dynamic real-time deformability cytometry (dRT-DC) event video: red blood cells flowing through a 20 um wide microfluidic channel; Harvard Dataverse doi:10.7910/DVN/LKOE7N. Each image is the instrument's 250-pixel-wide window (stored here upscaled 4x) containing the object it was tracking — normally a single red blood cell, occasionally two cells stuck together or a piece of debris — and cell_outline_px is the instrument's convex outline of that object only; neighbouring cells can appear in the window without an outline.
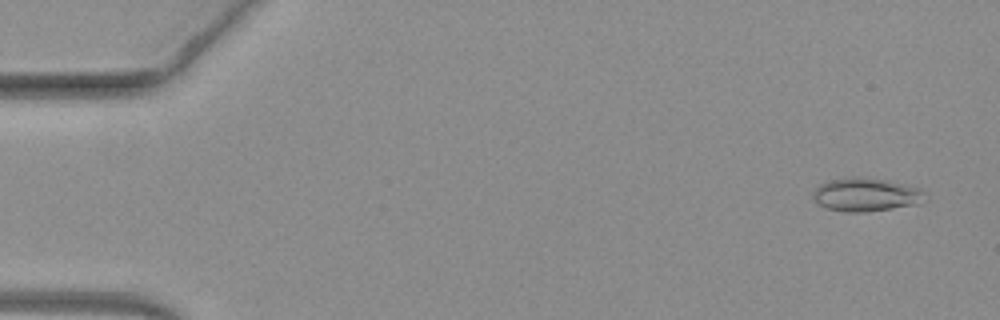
{"species": "common noctule bat (a hibernating species)", "species_latin": "Nyctalus noctula", "temperature_condition": "warm", "stored_images_in_passage": 51, "camera_frame_rate_fps": 3000, "um_per_image_px": 0.085, "animal": {"sex": "female", "body_mass_g": 19.3, "forearm_length_mm": 54.1}, "frame": {"image": 1, "passage_image": 3, "time_ms": 0.667, "image_size_px": [1000, 320], "cell_outline_px": [[928, 200], [920, 204], [864, 212], [844, 212], [824, 208], [812, 200], [812, 192], [820, 184], [832, 180], [856, 176], [880, 180], [920, 188], [924, 192]], "centroid_in_image_um": [73.58, 16.57], "position_along_channel_um": 11.4, "area_um2": 21.79}}
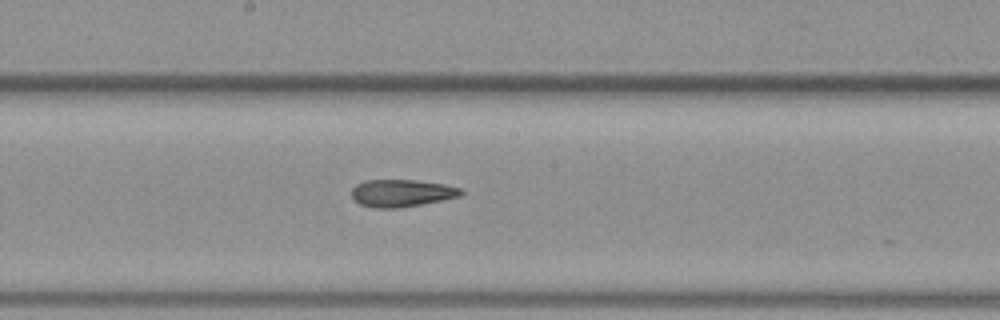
{"frame": {"image": 2, "passage_image": 28, "time_ms": 9.0, "image_size_px": [1000, 320], "cell_outline_px": [[464, 192], [460, 196], [400, 208], [372, 208], [360, 204], [352, 196], [352, 188], [356, 184], [364, 180], [416, 180], [444, 184], [460, 188]], "centroid_in_image_um": [34.11, 16.41], "position_along_channel_um": 214.1, "area_um2": 17.34}}
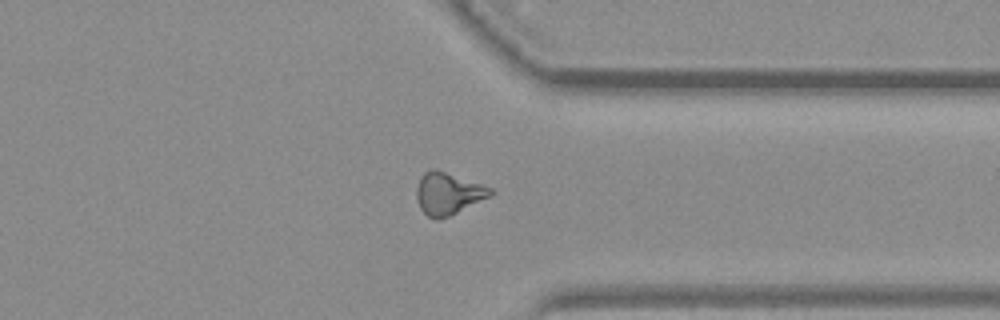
{"frame": {"image": 3, "passage_image": 40, "time_ms": 13.0, "image_size_px": [1000, 320], "cell_outline_px": [[496, 192], [492, 196], [440, 220], [436, 220], [428, 216], [420, 208], [416, 200], [416, 188], [420, 176], [424, 172], [432, 168], [436, 168], [492, 188]], "centroid_in_image_um": [38.08, 16.44], "position_along_channel_um": 373.3, "area_um2": 18.38}, "authors_computed_cell_mechanics": {"area_um2": 18.0914, "velocity_mm_per_s": 4.0485, "shape_relaxation_time_tau1_ms": null, "shape_relaxation_time_tau2_ms": 4.2919, "deformation_change_tau1": null, "deformation_change_tau2": 0.1394}}